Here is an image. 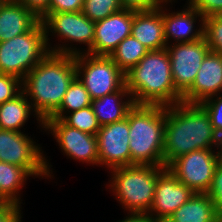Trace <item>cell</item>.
I'll return each mask as SVG.
<instances>
[{
    "instance_id": "52a82bcc",
    "label": "cell",
    "mask_w": 222,
    "mask_h": 222,
    "mask_svg": "<svg viewBox=\"0 0 222 222\" xmlns=\"http://www.w3.org/2000/svg\"><path fill=\"white\" fill-rule=\"evenodd\" d=\"M45 28L46 44L51 53L56 54H70L78 55L80 53H87L93 46L95 22L88 19L81 11L79 12H58L46 13L41 19ZM49 32L56 34L66 42H78L79 44H86V50H79L76 46L68 44H59L51 47L49 44ZM55 33V34H54ZM69 40V41H68ZM73 46V48H72Z\"/></svg>"
},
{
    "instance_id": "e0dca14e",
    "label": "cell",
    "mask_w": 222,
    "mask_h": 222,
    "mask_svg": "<svg viewBox=\"0 0 222 222\" xmlns=\"http://www.w3.org/2000/svg\"><path fill=\"white\" fill-rule=\"evenodd\" d=\"M184 10L179 12H167L163 9V25L166 44L192 42L204 38V17L189 3ZM201 23L200 27L194 28L196 20ZM169 41V42H168Z\"/></svg>"
},
{
    "instance_id": "f546056e",
    "label": "cell",
    "mask_w": 222,
    "mask_h": 222,
    "mask_svg": "<svg viewBox=\"0 0 222 222\" xmlns=\"http://www.w3.org/2000/svg\"><path fill=\"white\" fill-rule=\"evenodd\" d=\"M22 92V80L0 73V104L14 99Z\"/></svg>"
},
{
    "instance_id": "4dcf8cb0",
    "label": "cell",
    "mask_w": 222,
    "mask_h": 222,
    "mask_svg": "<svg viewBox=\"0 0 222 222\" xmlns=\"http://www.w3.org/2000/svg\"><path fill=\"white\" fill-rule=\"evenodd\" d=\"M207 194L212 199L217 211L222 215V160L215 170L213 181Z\"/></svg>"
},
{
    "instance_id": "484cf974",
    "label": "cell",
    "mask_w": 222,
    "mask_h": 222,
    "mask_svg": "<svg viewBox=\"0 0 222 222\" xmlns=\"http://www.w3.org/2000/svg\"><path fill=\"white\" fill-rule=\"evenodd\" d=\"M62 120L70 127L95 136L101 128L91 105L68 113Z\"/></svg>"
},
{
    "instance_id": "7a4b0ae2",
    "label": "cell",
    "mask_w": 222,
    "mask_h": 222,
    "mask_svg": "<svg viewBox=\"0 0 222 222\" xmlns=\"http://www.w3.org/2000/svg\"><path fill=\"white\" fill-rule=\"evenodd\" d=\"M75 78V56L49 52L22 80V92L44 122L60 108Z\"/></svg>"
},
{
    "instance_id": "e575fe53",
    "label": "cell",
    "mask_w": 222,
    "mask_h": 222,
    "mask_svg": "<svg viewBox=\"0 0 222 222\" xmlns=\"http://www.w3.org/2000/svg\"><path fill=\"white\" fill-rule=\"evenodd\" d=\"M37 18L41 19L49 10L50 0H17Z\"/></svg>"
},
{
    "instance_id": "d4e9b609",
    "label": "cell",
    "mask_w": 222,
    "mask_h": 222,
    "mask_svg": "<svg viewBox=\"0 0 222 222\" xmlns=\"http://www.w3.org/2000/svg\"><path fill=\"white\" fill-rule=\"evenodd\" d=\"M91 102L88 91L76 77L64 95L60 108L50 118L63 119L68 113L90 106Z\"/></svg>"
},
{
    "instance_id": "d590c367",
    "label": "cell",
    "mask_w": 222,
    "mask_h": 222,
    "mask_svg": "<svg viewBox=\"0 0 222 222\" xmlns=\"http://www.w3.org/2000/svg\"><path fill=\"white\" fill-rule=\"evenodd\" d=\"M21 215L20 205L8 203L0 211V222H21Z\"/></svg>"
},
{
    "instance_id": "277c9868",
    "label": "cell",
    "mask_w": 222,
    "mask_h": 222,
    "mask_svg": "<svg viewBox=\"0 0 222 222\" xmlns=\"http://www.w3.org/2000/svg\"><path fill=\"white\" fill-rule=\"evenodd\" d=\"M126 118L131 166H164L165 106L135 104Z\"/></svg>"
},
{
    "instance_id": "5bb4252c",
    "label": "cell",
    "mask_w": 222,
    "mask_h": 222,
    "mask_svg": "<svg viewBox=\"0 0 222 222\" xmlns=\"http://www.w3.org/2000/svg\"><path fill=\"white\" fill-rule=\"evenodd\" d=\"M134 12V10L122 9L95 22L93 46L87 53L110 56L119 43L131 35Z\"/></svg>"
},
{
    "instance_id": "4316f807",
    "label": "cell",
    "mask_w": 222,
    "mask_h": 222,
    "mask_svg": "<svg viewBox=\"0 0 222 222\" xmlns=\"http://www.w3.org/2000/svg\"><path fill=\"white\" fill-rule=\"evenodd\" d=\"M122 9L119 0H84L81 12L91 21L97 22Z\"/></svg>"
},
{
    "instance_id": "7c38bea8",
    "label": "cell",
    "mask_w": 222,
    "mask_h": 222,
    "mask_svg": "<svg viewBox=\"0 0 222 222\" xmlns=\"http://www.w3.org/2000/svg\"><path fill=\"white\" fill-rule=\"evenodd\" d=\"M43 128L52 133L61 151L68 157L92 165H99L97 137L70 127L62 119L48 118Z\"/></svg>"
},
{
    "instance_id": "8992f818",
    "label": "cell",
    "mask_w": 222,
    "mask_h": 222,
    "mask_svg": "<svg viewBox=\"0 0 222 222\" xmlns=\"http://www.w3.org/2000/svg\"><path fill=\"white\" fill-rule=\"evenodd\" d=\"M49 52L39 20L28 32L0 42V73L23 80Z\"/></svg>"
},
{
    "instance_id": "ba28073f",
    "label": "cell",
    "mask_w": 222,
    "mask_h": 222,
    "mask_svg": "<svg viewBox=\"0 0 222 222\" xmlns=\"http://www.w3.org/2000/svg\"><path fill=\"white\" fill-rule=\"evenodd\" d=\"M76 77L91 100L120 90L125 85V73L109 56L88 53L75 55Z\"/></svg>"
},
{
    "instance_id": "836d02e7",
    "label": "cell",
    "mask_w": 222,
    "mask_h": 222,
    "mask_svg": "<svg viewBox=\"0 0 222 222\" xmlns=\"http://www.w3.org/2000/svg\"><path fill=\"white\" fill-rule=\"evenodd\" d=\"M123 9L149 11L159 6L158 0H119Z\"/></svg>"
},
{
    "instance_id": "9c48e42d",
    "label": "cell",
    "mask_w": 222,
    "mask_h": 222,
    "mask_svg": "<svg viewBox=\"0 0 222 222\" xmlns=\"http://www.w3.org/2000/svg\"><path fill=\"white\" fill-rule=\"evenodd\" d=\"M192 151L173 160L166 168L194 193H207L215 170L222 160V151L215 149Z\"/></svg>"
},
{
    "instance_id": "d6a6232c",
    "label": "cell",
    "mask_w": 222,
    "mask_h": 222,
    "mask_svg": "<svg viewBox=\"0 0 222 222\" xmlns=\"http://www.w3.org/2000/svg\"><path fill=\"white\" fill-rule=\"evenodd\" d=\"M84 0H50L47 13L82 11Z\"/></svg>"
},
{
    "instance_id": "44dd1931",
    "label": "cell",
    "mask_w": 222,
    "mask_h": 222,
    "mask_svg": "<svg viewBox=\"0 0 222 222\" xmlns=\"http://www.w3.org/2000/svg\"><path fill=\"white\" fill-rule=\"evenodd\" d=\"M221 217L207 193H194L165 222H219Z\"/></svg>"
},
{
    "instance_id": "4fadbf2b",
    "label": "cell",
    "mask_w": 222,
    "mask_h": 222,
    "mask_svg": "<svg viewBox=\"0 0 222 222\" xmlns=\"http://www.w3.org/2000/svg\"><path fill=\"white\" fill-rule=\"evenodd\" d=\"M97 137L99 165L110 170L131 166L128 119L101 126Z\"/></svg>"
},
{
    "instance_id": "3957f363",
    "label": "cell",
    "mask_w": 222,
    "mask_h": 222,
    "mask_svg": "<svg viewBox=\"0 0 222 222\" xmlns=\"http://www.w3.org/2000/svg\"><path fill=\"white\" fill-rule=\"evenodd\" d=\"M125 85L135 104L172 106L182 102L174 87L166 48L149 51L125 73Z\"/></svg>"
},
{
    "instance_id": "603a6c76",
    "label": "cell",
    "mask_w": 222,
    "mask_h": 222,
    "mask_svg": "<svg viewBox=\"0 0 222 222\" xmlns=\"http://www.w3.org/2000/svg\"><path fill=\"white\" fill-rule=\"evenodd\" d=\"M30 176L24 168L0 161V196L7 203L21 206L19 190Z\"/></svg>"
},
{
    "instance_id": "5b68a950",
    "label": "cell",
    "mask_w": 222,
    "mask_h": 222,
    "mask_svg": "<svg viewBox=\"0 0 222 222\" xmlns=\"http://www.w3.org/2000/svg\"><path fill=\"white\" fill-rule=\"evenodd\" d=\"M165 166L132 165L111 170L110 189L129 213H148L154 200L158 177Z\"/></svg>"
},
{
    "instance_id": "f1b7e54d",
    "label": "cell",
    "mask_w": 222,
    "mask_h": 222,
    "mask_svg": "<svg viewBox=\"0 0 222 222\" xmlns=\"http://www.w3.org/2000/svg\"><path fill=\"white\" fill-rule=\"evenodd\" d=\"M200 105L209 114L214 131L222 138V94L207 98Z\"/></svg>"
},
{
    "instance_id": "9a60e30c",
    "label": "cell",
    "mask_w": 222,
    "mask_h": 222,
    "mask_svg": "<svg viewBox=\"0 0 222 222\" xmlns=\"http://www.w3.org/2000/svg\"><path fill=\"white\" fill-rule=\"evenodd\" d=\"M194 192L166 169L155 186L153 204L147 214L159 222H165L169 216L188 201Z\"/></svg>"
},
{
    "instance_id": "ffe728a7",
    "label": "cell",
    "mask_w": 222,
    "mask_h": 222,
    "mask_svg": "<svg viewBox=\"0 0 222 222\" xmlns=\"http://www.w3.org/2000/svg\"><path fill=\"white\" fill-rule=\"evenodd\" d=\"M134 105L133 97L126 85L114 93L94 99L91 102L93 112L101 126L122 121Z\"/></svg>"
},
{
    "instance_id": "7402d4cb",
    "label": "cell",
    "mask_w": 222,
    "mask_h": 222,
    "mask_svg": "<svg viewBox=\"0 0 222 222\" xmlns=\"http://www.w3.org/2000/svg\"><path fill=\"white\" fill-rule=\"evenodd\" d=\"M32 111L37 123L43 128V121L34 112L26 95L21 92L14 99L0 104V129L21 132Z\"/></svg>"
},
{
    "instance_id": "30bf717a",
    "label": "cell",
    "mask_w": 222,
    "mask_h": 222,
    "mask_svg": "<svg viewBox=\"0 0 222 222\" xmlns=\"http://www.w3.org/2000/svg\"><path fill=\"white\" fill-rule=\"evenodd\" d=\"M23 133L0 129V161L24 168L31 177L51 178V165L42 154L44 151Z\"/></svg>"
},
{
    "instance_id": "d6986e66",
    "label": "cell",
    "mask_w": 222,
    "mask_h": 222,
    "mask_svg": "<svg viewBox=\"0 0 222 222\" xmlns=\"http://www.w3.org/2000/svg\"><path fill=\"white\" fill-rule=\"evenodd\" d=\"M40 19L17 0L0 4V42L28 32Z\"/></svg>"
},
{
    "instance_id": "1f68e13d",
    "label": "cell",
    "mask_w": 222,
    "mask_h": 222,
    "mask_svg": "<svg viewBox=\"0 0 222 222\" xmlns=\"http://www.w3.org/2000/svg\"><path fill=\"white\" fill-rule=\"evenodd\" d=\"M204 18L222 13V0H190L187 1Z\"/></svg>"
},
{
    "instance_id": "cb8c5ba5",
    "label": "cell",
    "mask_w": 222,
    "mask_h": 222,
    "mask_svg": "<svg viewBox=\"0 0 222 222\" xmlns=\"http://www.w3.org/2000/svg\"><path fill=\"white\" fill-rule=\"evenodd\" d=\"M149 52L140 41L132 35L123 39L109 56L118 67L127 73Z\"/></svg>"
},
{
    "instance_id": "8fae6325",
    "label": "cell",
    "mask_w": 222,
    "mask_h": 222,
    "mask_svg": "<svg viewBox=\"0 0 222 222\" xmlns=\"http://www.w3.org/2000/svg\"><path fill=\"white\" fill-rule=\"evenodd\" d=\"M175 89L183 95L193 84L210 48L206 39L167 45Z\"/></svg>"
},
{
    "instance_id": "83f0119b",
    "label": "cell",
    "mask_w": 222,
    "mask_h": 222,
    "mask_svg": "<svg viewBox=\"0 0 222 222\" xmlns=\"http://www.w3.org/2000/svg\"><path fill=\"white\" fill-rule=\"evenodd\" d=\"M204 38L210 51L222 54V17L220 15L204 18Z\"/></svg>"
},
{
    "instance_id": "f35d334b",
    "label": "cell",
    "mask_w": 222,
    "mask_h": 222,
    "mask_svg": "<svg viewBox=\"0 0 222 222\" xmlns=\"http://www.w3.org/2000/svg\"><path fill=\"white\" fill-rule=\"evenodd\" d=\"M160 3H166V4H169L170 2L172 3V0H158ZM174 1V0H173ZM190 1V0H188Z\"/></svg>"
},
{
    "instance_id": "74e56055",
    "label": "cell",
    "mask_w": 222,
    "mask_h": 222,
    "mask_svg": "<svg viewBox=\"0 0 222 222\" xmlns=\"http://www.w3.org/2000/svg\"><path fill=\"white\" fill-rule=\"evenodd\" d=\"M8 203L0 196V211L7 205Z\"/></svg>"
},
{
    "instance_id": "ac0fdd59",
    "label": "cell",
    "mask_w": 222,
    "mask_h": 222,
    "mask_svg": "<svg viewBox=\"0 0 222 222\" xmlns=\"http://www.w3.org/2000/svg\"><path fill=\"white\" fill-rule=\"evenodd\" d=\"M163 3L149 11H135L131 35L149 51L167 47L163 25Z\"/></svg>"
},
{
    "instance_id": "2e32d148",
    "label": "cell",
    "mask_w": 222,
    "mask_h": 222,
    "mask_svg": "<svg viewBox=\"0 0 222 222\" xmlns=\"http://www.w3.org/2000/svg\"><path fill=\"white\" fill-rule=\"evenodd\" d=\"M222 91V54L209 51L192 86L182 95V102L200 104L207 98L219 95Z\"/></svg>"
},
{
    "instance_id": "6da1fadb",
    "label": "cell",
    "mask_w": 222,
    "mask_h": 222,
    "mask_svg": "<svg viewBox=\"0 0 222 222\" xmlns=\"http://www.w3.org/2000/svg\"><path fill=\"white\" fill-rule=\"evenodd\" d=\"M222 149L209 114L200 104L165 106L164 166L176 158L201 149Z\"/></svg>"
},
{
    "instance_id": "8d00e7d4",
    "label": "cell",
    "mask_w": 222,
    "mask_h": 222,
    "mask_svg": "<svg viewBox=\"0 0 222 222\" xmlns=\"http://www.w3.org/2000/svg\"><path fill=\"white\" fill-rule=\"evenodd\" d=\"M119 222H159L146 213H128V216Z\"/></svg>"
}]
</instances>
